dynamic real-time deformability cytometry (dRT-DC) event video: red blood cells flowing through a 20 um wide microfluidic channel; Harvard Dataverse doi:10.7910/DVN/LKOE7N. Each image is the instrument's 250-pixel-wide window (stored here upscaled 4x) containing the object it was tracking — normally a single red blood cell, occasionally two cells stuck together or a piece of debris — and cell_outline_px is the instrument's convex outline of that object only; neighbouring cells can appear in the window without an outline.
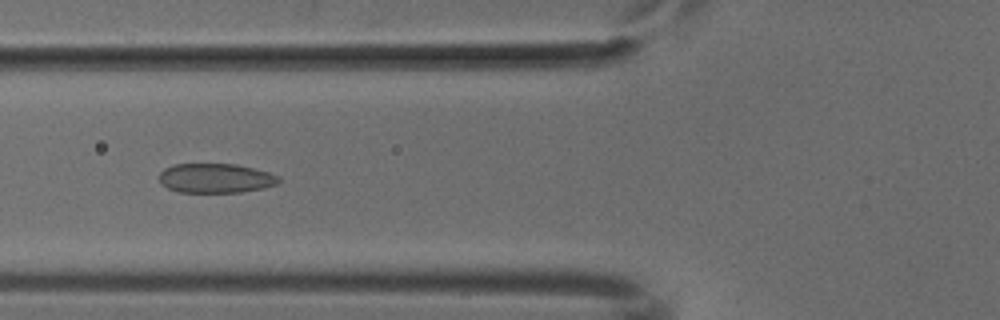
{"species": "common noctule bat (a hibernating species)", "species_latin": "Nyctalus noctula", "temperature_condition": "cold", "stored_images_in_passage": 38, "camera_frame_rate_fps": 3000, "um_per_image_px": 0.085, "animal": {"sex": "male", "body_mass_g": 18.8}, "frame": {"image": 1, "passage_image": 6, "time_ms": 1.667, "image_size_px": [1000, 320], "cell_outline_px": [[280, 180], [276, 184], [264, 188], [240, 192], [180, 192], [168, 188], [160, 184], [160, 172], [164, 168], [176, 164], [236, 164], [268, 172], [280, 176]], "centroid_in_image_um": [18.32, 15.15], "position_along_channel_um": 107.5, "area_um2": 20.46}}
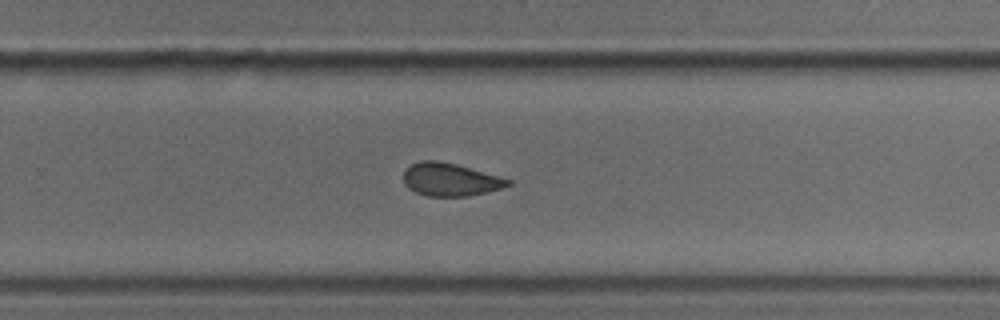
{"frame": {"image": 2, "passage_image": 20, "time_ms": 6.333, "image_size_px": [1000, 320], "cell_outline_px": [[512, 184], [500, 188], [468, 196], [428, 196], [416, 192], [408, 188], [404, 184], [404, 172], [412, 164], [420, 160], [436, 160], [456, 164], [512, 180]], "centroid_in_image_um": [38.25, 15.26], "position_along_channel_um": 291.6, "area_um2": 19.77}}
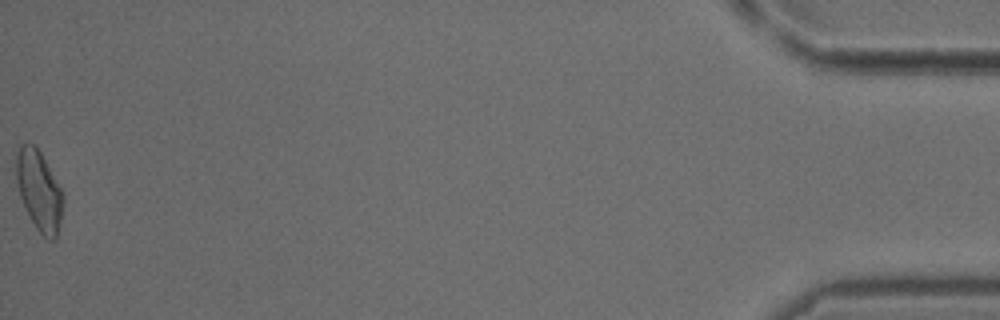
{"frame": {"image": 3, "passage_image": 38, "time_ms": 12.333, "image_size_px": [1000, 320], "cell_outline_px": [[64, 200], [60, 220], [56, 236], [52, 240], [48, 240], [36, 228], [20, 196], [16, 176], [16, 156], [20, 144], [32, 144], [40, 152], [60, 188], [64, 196]], "centroid_in_image_um": [3.32, 16.2], "position_along_channel_um": 431.9, "area_um2": 21.15}}